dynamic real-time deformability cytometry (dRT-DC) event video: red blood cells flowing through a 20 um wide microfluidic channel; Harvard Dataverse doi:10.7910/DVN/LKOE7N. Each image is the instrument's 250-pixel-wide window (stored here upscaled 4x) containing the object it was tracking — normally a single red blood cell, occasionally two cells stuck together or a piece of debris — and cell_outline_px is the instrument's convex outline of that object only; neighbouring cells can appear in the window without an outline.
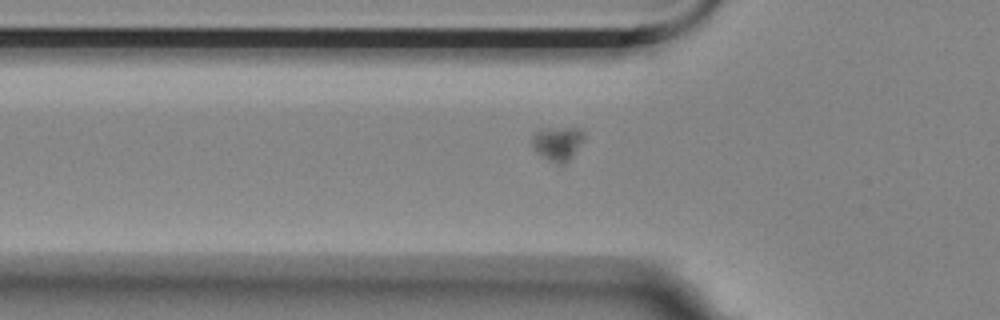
{"species": "Egyptian fruit bat (a non-hibernating species)", "species_latin": "Rousettus aegyptiacus", "temperature_condition": "room temperature", "stored_images_in_passage": 5, "camera_frame_rate_fps": 3000, "um_per_image_px": 0.085, "animal": {"sex": "female"}, "frame": {"image": 1, "passage_image": 5, "time_ms": 1.333, "image_size_px": [1000, 320], "cell_outline_px": [[584, 140], [572, 156], [564, 164], [560, 164], [536, 152], [532, 148], [532, 136], [540, 128], [580, 128], [584, 132]], "centroid_in_image_um": [47.4, 12.15], "position_along_channel_um": 78.4, "area_um2": 10.17}}